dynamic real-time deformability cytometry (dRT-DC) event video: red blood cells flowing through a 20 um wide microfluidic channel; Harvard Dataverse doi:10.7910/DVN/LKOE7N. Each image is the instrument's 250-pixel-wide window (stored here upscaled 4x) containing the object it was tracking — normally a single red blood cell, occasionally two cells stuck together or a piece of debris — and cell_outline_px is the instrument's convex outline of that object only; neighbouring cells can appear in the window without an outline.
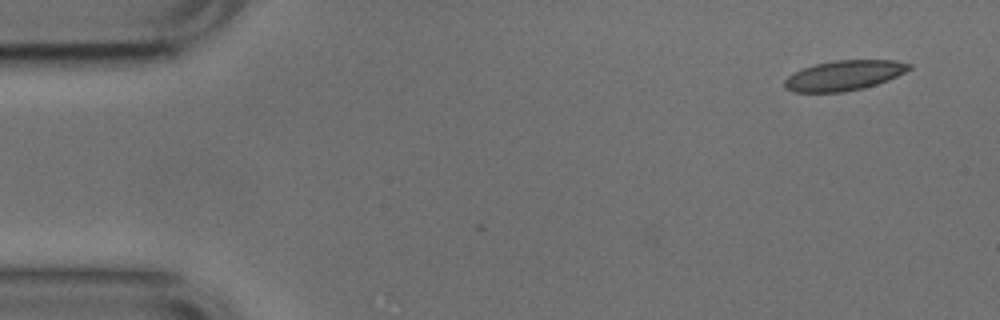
{"species": "common noctule bat (a hibernating species)", "species_latin": "Nyctalus noctula", "temperature_condition": "cold", "stored_images_in_passage": 2, "camera_frame_rate_fps": 3000, "um_per_image_px": 0.085, "animal": {"sex": "male", "body_mass_g": 17.9, "forearm_length_mm": 54.2}, "frame": {"image": 1, "passage_image": 2, "time_ms": 0.333, "image_size_px": [1000, 320], "cell_outline_px": [[912, 68], [888, 80], [864, 88], [844, 92], [792, 92], [784, 88], [784, 80], [788, 76], [804, 68], [816, 64], [836, 60], [896, 60], [912, 64]], "centroid_in_image_um": [71.75, 6.42], "position_along_channel_um": 13.2, "area_um2": 21.73}}